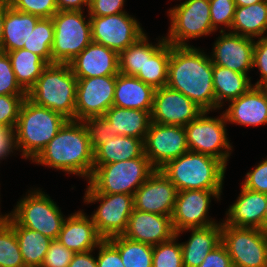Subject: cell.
<instances>
[{
	"label": "cell",
	"mask_w": 267,
	"mask_h": 267,
	"mask_svg": "<svg viewBox=\"0 0 267 267\" xmlns=\"http://www.w3.org/2000/svg\"><path fill=\"white\" fill-rule=\"evenodd\" d=\"M231 33L249 38H262L267 32V1L236 7Z\"/></svg>",
	"instance_id": "cell-33"
},
{
	"label": "cell",
	"mask_w": 267,
	"mask_h": 267,
	"mask_svg": "<svg viewBox=\"0 0 267 267\" xmlns=\"http://www.w3.org/2000/svg\"><path fill=\"white\" fill-rule=\"evenodd\" d=\"M57 240L74 253H83L95 250L104 239L91 217L80 210L65 218Z\"/></svg>",
	"instance_id": "cell-23"
},
{
	"label": "cell",
	"mask_w": 267,
	"mask_h": 267,
	"mask_svg": "<svg viewBox=\"0 0 267 267\" xmlns=\"http://www.w3.org/2000/svg\"><path fill=\"white\" fill-rule=\"evenodd\" d=\"M251 77L213 64V87L215 91V110L223 106L226 101L237 99L250 89Z\"/></svg>",
	"instance_id": "cell-31"
},
{
	"label": "cell",
	"mask_w": 267,
	"mask_h": 267,
	"mask_svg": "<svg viewBox=\"0 0 267 267\" xmlns=\"http://www.w3.org/2000/svg\"><path fill=\"white\" fill-rule=\"evenodd\" d=\"M97 248V267H124L118 249L108 239H104Z\"/></svg>",
	"instance_id": "cell-49"
},
{
	"label": "cell",
	"mask_w": 267,
	"mask_h": 267,
	"mask_svg": "<svg viewBox=\"0 0 267 267\" xmlns=\"http://www.w3.org/2000/svg\"><path fill=\"white\" fill-rule=\"evenodd\" d=\"M207 113L210 111H203L185 126L188 149L215 157L227 166L232 146L227 139L225 116L222 113L220 118H213L207 117Z\"/></svg>",
	"instance_id": "cell-9"
},
{
	"label": "cell",
	"mask_w": 267,
	"mask_h": 267,
	"mask_svg": "<svg viewBox=\"0 0 267 267\" xmlns=\"http://www.w3.org/2000/svg\"><path fill=\"white\" fill-rule=\"evenodd\" d=\"M264 231H267V205H266V211H265V217H264Z\"/></svg>",
	"instance_id": "cell-57"
},
{
	"label": "cell",
	"mask_w": 267,
	"mask_h": 267,
	"mask_svg": "<svg viewBox=\"0 0 267 267\" xmlns=\"http://www.w3.org/2000/svg\"><path fill=\"white\" fill-rule=\"evenodd\" d=\"M7 217H8V214H5V215H0V226L5 222L7 221Z\"/></svg>",
	"instance_id": "cell-56"
},
{
	"label": "cell",
	"mask_w": 267,
	"mask_h": 267,
	"mask_svg": "<svg viewBox=\"0 0 267 267\" xmlns=\"http://www.w3.org/2000/svg\"><path fill=\"white\" fill-rule=\"evenodd\" d=\"M258 67L261 79L254 86L264 87L267 84V36L258 38L253 49V68Z\"/></svg>",
	"instance_id": "cell-48"
},
{
	"label": "cell",
	"mask_w": 267,
	"mask_h": 267,
	"mask_svg": "<svg viewBox=\"0 0 267 267\" xmlns=\"http://www.w3.org/2000/svg\"><path fill=\"white\" fill-rule=\"evenodd\" d=\"M241 184L248 190L267 194V158L249 171Z\"/></svg>",
	"instance_id": "cell-46"
},
{
	"label": "cell",
	"mask_w": 267,
	"mask_h": 267,
	"mask_svg": "<svg viewBox=\"0 0 267 267\" xmlns=\"http://www.w3.org/2000/svg\"><path fill=\"white\" fill-rule=\"evenodd\" d=\"M26 97L0 95V127L15 129L20 107Z\"/></svg>",
	"instance_id": "cell-44"
},
{
	"label": "cell",
	"mask_w": 267,
	"mask_h": 267,
	"mask_svg": "<svg viewBox=\"0 0 267 267\" xmlns=\"http://www.w3.org/2000/svg\"><path fill=\"white\" fill-rule=\"evenodd\" d=\"M125 0H89L88 15L101 17L124 13Z\"/></svg>",
	"instance_id": "cell-47"
},
{
	"label": "cell",
	"mask_w": 267,
	"mask_h": 267,
	"mask_svg": "<svg viewBox=\"0 0 267 267\" xmlns=\"http://www.w3.org/2000/svg\"><path fill=\"white\" fill-rule=\"evenodd\" d=\"M267 194L241 187L237 200L226 211L227 226L257 228L264 231Z\"/></svg>",
	"instance_id": "cell-24"
},
{
	"label": "cell",
	"mask_w": 267,
	"mask_h": 267,
	"mask_svg": "<svg viewBox=\"0 0 267 267\" xmlns=\"http://www.w3.org/2000/svg\"><path fill=\"white\" fill-rule=\"evenodd\" d=\"M175 234L171 216L133 209L123 236L154 246L170 240Z\"/></svg>",
	"instance_id": "cell-21"
},
{
	"label": "cell",
	"mask_w": 267,
	"mask_h": 267,
	"mask_svg": "<svg viewBox=\"0 0 267 267\" xmlns=\"http://www.w3.org/2000/svg\"><path fill=\"white\" fill-rule=\"evenodd\" d=\"M265 241H266V254H267V231H265Z\"/></svg>",
	"instance_id": "cell-58"
},
{
	"label": "cell",
	"mask_w": 267,
	"mask_h": 267,
	"mask_svg": "<svg viewBox=\"0 0 267 267\" xmlns=\"http://www.w3.org/2000/svg\"><path fill=\"white\" fill-rule=\"evenodd\" d=\"M119 251L124 267H152L153 246L123 235L108 239Z\"/></svg>",
	"instance_id": "cell-35"
},
{
	"label": "cell",
	"mask_w": 267,
	"mask_h": 267,
	"mask_svg": "<svg viewBox=\"0 0 267 267\" xmlns=\"http://www.w3.org/2000/svg\"><path fill=\"white\" fill-rule=\"evenodd\" d=\"M221 243L233 267H267L265 231L227 226L221 222Z\"/></svg>",
	"instance_id": "cell-11"
},
{
	"label": "cell",
	"mask_w": 267,
	"mask_h": 267,
	"mask_svg": "<svg viewBox=\"0 0 267 267\" xmlns=\"http://www.w3.org/2000/svg\"><path fill=\"white\" fill-rule=\"evenodd\" d=\"M74 252L67 249L59 240L51 241L41 267H68Z\"/></svg>",
	"instance_id": "cell-45"
},
{
	"label": "cell",
	"mask_w": 267,
	"mask_h": 267,
	"mask_svg": "<svg viewBox=\"0 0 267 267\" xmlns=\"http://www.w3.org/2000/svg\"><path fill=\"white\" fill-rule=\"evenodd\" d=\"M211 25L217 31L219 25L231 29L236 10L234 0H209Z\"/></svg>",
	"instance_id": "cell-43"
},
{
	"label": "cell",
	"mask_w": 267,
	"mask_h": 267,
	"mask_svg": "<svg viewBox=\"0 0 267 267\" xmlns=\"http://www.w3.org/2000/svg\"><path fill=\"white\" fill-rule=\"evenodd\" d=\"M170 43L163 37L156 45L148 42L146 36V62L143 70L135 76L155 89L167 85Z\"/></svg>",
	"instance_id": "cell-28"
},
{
	"label": "cell",
	"mask_w": 267,
	"mask_h": 267,
	"mask_svg": "<svg viewBox=\"0 0 267 267\" xmlns=\"http://www.w3.org/2000/svg\"><path fill=\"white\" fill-rule=\"evenodd\" d=\"M223 111L226 122L258 126L267 124V92L264 87L252 86Z\"/></svg>",
	"instance_id": "cell-22"
},
{
	"label": "cell",
	"mask_w": 267,
	"mask_h": 267,
	"mask_svg": "<svg viewBox=\"0 0 267 267\" xmlns=\"http://www.w3.org/2000/svg\"><path fill=\"white\" fill-rule=\"evenodd\" d=\"M56 4L58 11H83L84 6L89 7V0H56Z\"/></svg>",
	"instance_id": "cell-53"
},
{
	"label": "cell",
	"mask_w": 267,
	"mask_h": 267,
	"mask_svg": "<svg viewBox=\"0 0 267 267\" xmlns=\"http://www.w3.org/2000/svg\"><path fill=\"white\" fill-rule=\"evenodd\" d=\"M155 88L135 76L121 73L116 75L113 106L125 109H139L151 114Z\"/></svg>",
	"instance_id": "cell-25"
},
{
	"label": "cell",
	"mask_w": 267,
	"mask_h": 267,
	"mask_svg": "<svg viewBox=\"0 0 267 267\" xmlns=\"http://www.w3.org/2000/svg\"><path fill=\"white\" fill-rule=\"evenodd\" d=\"M111 123L113 135L131 136L145 139L151 123V114L139 109H125L112 106L104 114Z\"/></svg>",
	"instance_id": "cell-29"
},
{
	"label": "cell",
	"mask_w": 267,
	"mask_h": 267,
	"mask_svg": "<svg viewBox=\"0 0 267 267\" xmlns=\"http://www.w3.org/2000/svg\"><path fill=\"white\" fill-rule=\"evenodd\" d=\"M90 20L92 41L118 54L145 34L139 22L127 12L90 17Z\"/></svg>",
	"instance_id": "cell-13"
},
{
	"label": "cell",
	"mask_w": 267,
	"mask_h": 267,
	"mask_svg": "<svg viewBox=\"0 0 267 267\" xmlns=\"http://www.w3.org/2000/svg\"><path fill=\"white\" fill-rule=\"evenodd\" d=\"M10 6L40 18H52L57 12L56 0H8Z\"/></svg>",
	"instance_id": "cell-42"
},
{
	"label": "cell",
	"mask_w": 267,
	"mask_h": 267,
	"mask_svg": "<svg viewBox=\"0 0 267 267\" xmlns=\"http://www.w3.org/2000/svg\"><path fill=\"white\" fill-rule=\"evenodd\" d=\"M192 231L187 242L181 243L184 267H198L204 258L221 243V222L203 228H187L177 232L180 236L183 231Z\"/></svg>",
	"instance_id": "cell-26"
},
{
	"label": "cell",
	"mask_w": 267,
	"mask_h": 267,
	"mask_svg": "<svg viewBox=\"0 0 267 267\" xmlns=\"http://www.w3.org/2000/svg\"><path fill=\"white\" fill-rule=\"evenodd\" d=\"M54 24L52 18H40L23 48L40 56L47 64H52V44Z\"/></svg>",
	"instance_id": "cell-36"
},
{
	"label": "cell",
	"mask_w": 267,
	"mask_h": 267,
	"mask_svg": "<svg viewBox=\"0 0 267 267\" xmlns=\"http://www.w3.org/2000/svg\"><path fill=\"white\" fill-rule=\"evenodd\" d=\"M116 76L77 79L75 120L104 116L113 106Z\"/></svg>",
	"instance_id": "cell-16"
},
{
	"label": "cell",
	"mask_w": 267,
	"mask_h": 267,
	"mask_svg": "<svg viewBox=\"0 0 267 267\" xmlns=\"http://www.w3.org/2000/svg\"><path fill=\"white\" fill-rule=\"evenodd\" d=\"M171 20L167 43L173 46H191L185 41L215 32L211 25L209 0H185L169 9Z\"/></svg>",
	"instance_id": "cell-10"
},
{
	"label": "cell",
	"mask_w": 267,
	"mask_h": 267,
	"mask_svg": "<svg viewBox=\"0 0 267 267\" xmlns=\"http://www.w3.org/2000/svg\"><path fill=\"white\" fill-rule=\"evenodd\" d=\"M93 250L83 253H75L68 267H97V259L91 253Z\"/></svg>",
	"instance_id": "cell-52"
},
{
	"label": "cell",
	"mask_w": 267,
	"mask_h": 267,
	"mask_svg": "<svg viewBox=\"0 0 267 267\" xmlns=\"http://www.w3.org/2000/svg\"><path fill=\"white\" fill-rule=\"evenodd\" d=\"M194 46L170 44L167 86L181 92L203 111L215 110L213 64Z\"/></svg>",
	"instance_id": "cell-1"
},
{
	"label": "cell",
	"mask_w": 267,
	"mask_h": 267,
	"mask_svg": "<svg viewBox=\"0 0 267 267\" xmlns=\"http://www.w3.org/2000/svg\"><path fill=\"white\" fill-rule=\"evenodd\" d=\"M155 170L147 157L93 165L85 193L133 195Z\"/></svg>",
	"instance_id": "cell-6"
},
{
	"label": "cell",
	"mask_w": 267,
	"mask_h": 267,
	"mask_svg": "<svg viewBox=\"0 0 267 267\" xmlns=\"http://www.w3.org/2000/svg\"><path fill=\"white\" fill-rule=\"evenodd\" d=\"M18 84L28 92L48 65L40 56L24 48L6 52Z\"/></svg>",
	"instance_id": "cell-34"
},
{
	"label": "cell",
	"mask_w": 267,
	"mask_h": 267,
	"mask_svg": "<svg viewBox=\"0 0 267 267\" xmlns=\"http://www.w3.org/2000/svg\"><path fill=\"white\" fill-rule=\"evenodd\" d=\"M222 190L178 191L171 215L175 233L187 228H203L217 224L208 217L211 197L220 200ZM210 219V220H209Z\"/></svg>",
	"instance_id": "cell-15"
},
{
	"label": "cell",
	"mask_w": 267,
	"mask_h": 267,
	"mask_svg": "<svg viewBox=\"0 0 267 267\" xmlns=\"http://www.w3.org/2000/svg\"><path fill=\"white\" fill-rule=\"evenodd\" d=\"M160 170L177 191L222 190L226 165L215 157L188 151Z\"/></svg>",
	"instance_id": "cell-4"
},
{
	"label": "cell",
	"mask_w": 267,
	"mask_h": 267,
	"mask_svg": "<svg viewBox=\"0 0 267 267\" xmlns=\"http://www.w3.org/2000/svg\"><path fill=\"white\" fill-rule=\"evenodd\" d=\"M9 215L22 227L38 231L54 240L65 220L56 203L41 190L28 193Z\"/></svg>",
	"instance_id": "cell-8"
},
{
	"label": "cell",
	"mask_w": 267,
	"mask_h": 267,
	"mask_svg": "<svg viewBox=\"0 0 267 267\" xmlns=\"http://www.w3.org/2000/svg\"><path fill=\"white\" fill-rule=\"evenodd\" d=\"M178 236L153 246L152 267H184L181 243Z\"/></svg>",
	"instance_id": "cell-39"
},
{
	"label": "cell",
	"mask_w": 267,
	"mask_h": 267,
	"mask_svg": "<svg viewBox=\"0 0 267 267\" xmlns=\"http://www.w3.org/2000/svg\"><path fill=\"white\" fill-rule=\"evenodd\" d=\"M0 95L27 96V92L17 82L6 52H0Z\"/></svg>",
	"instance_id": "cell-41"
},
{
	"label": "cell",
	"mask_w": 267,
	"mask_h": 267,
	"mask_svg": "<svg viewBox=\"0 0 267 267\" xmlns=\"http://www.w3.org/2000/svg\"><path fill=\"white\" fill-rule=\"evenodd\" d=\"M7 221L16 233L25 267H41L52 239L38 231L20 226L9 214Z\"/></svg>",
	"instance_id": "cell-32"
},
{
	"label": "cell",
	"mask_w": 267,
	"mask_h": 267,
	"mask_svg": "<svg viewBox=\"0 0 267 267\" xmlns=\"http://www.w3.org/2000/svg\"><path fill=\"white\" fill-rule=\"evenodd\" d=\"M198 267H233V264L226 247L220 243L208 253Z\"/></svg>",
	"instance_id": "cell-50"
},
{
	"label": "cell",
	"mask_w": 267,
	"mask_h": 267,
	"mask_svg": "<svg viewBox=\"0 0 267 267\" xmlns=\"http://www.w3.org/2000/svg\"><path fill=\"white\" fill-rule=\"evenodd\" d=\"M139 157H146L144 140L117 135L94 151V165H107Z\"/></svg>",
	"instance_id": "cell-30"
},
{
	"label": "cell",
	"mask_w": 267,
	"mask_h": 267,
	"mask_svg": "<svg viewBox=\"0 0 267 267\" xmlns=\"http://www.w3.org/2000/svg\"><path fill=\"white\" fill-rule=\"evenodd\" d=\"M32 162L88 180L93 172L94 151L84 123L68 120Z\"/></svg>",
	"instance_id": "cell-2"
},
{
	"label": "cell",
	"mask_w": 267,
	"mask_h": 267,
	"mask_svg": "<svg viewBox=\"0 0 267 267\" xmlns=\"http://www.w3.org/2000/svg\"><path fill=\"white\" fill-rule=\"evenodd\" d=\"M40 17L13 9L6 0L3 25V52L22 49Z\"/></svg>",
	"instance_id": "cell-27"
},
{
	"label": "cell",
	"mask_w": 267,
	"mask_h": 267,
	"mask_svg": "<svg viewBox=\"0 0 267 267\" xmlns=\"http://www.w3.org/2000/svg\"><path fill=\"white\" fill-rule=\"evenodd\" d=\"M188 151L185 127L150 123L144 139V154L155 169Z\"/></svg>",
	"instance_id": "cell-14"
},
{
	"label": "cell",
	"mask_w": 267,
	"mask_h": 267,
	"mask_svg": "<svg viewBox=\"0 0 267 267\" xmlns=\"http://www.w3.org/2000/svg\"><path fill=\"white\" fill-rule=\"evenodd\" d=\"M87 129L93 151L109 139L115 138L111 123L104 117H90L82 121Z\"/></svg>",
	"instance_id": "cell-40"
},
{
	"label": "cell",
	"mask_w": 267,
	"mask_h": 267,
	"mask_svg": "<svg viewBox=\"0 0 267 267\" xmlns=\"http://www.w3.org/2000/svg\"><path fill=\"white\" fill-rule=\"evenodd\" d=\"M83 11H58L53 17L52 64H68L91 42V20Z\"/></svg>",
	"instance_id": "cell-7"
},
{
	"label": "cell",
	"mask_w": 267,
	"mask_h": 267,
	"mask_svg": "<svg viewBox=\"0 0 267 267\" xmlns=\"http://www.w3.org/2000/svg\"><path fill=\"white\" fill-rule=\"evenodd\" d=\"M220 30V36L214 43L212 64L226 67L230 70L247 75L253 68V49L255 41L252 38Z\"/></svg>",
	"instance_id": "cell-19"
},
{
	"label": "cell",
	"mask_w": 267,
	"mask_h": 267,
	"mask_svg": "<svg viewBox=\"0 0 267 267\" xmlns=\"http://www.w3.org/2000/svg\"><path fill=\"white\" fill-rule=\"evenodd\" d=\"M264 0H234L236 7H244L254 5L255 3L262 2Z\"/></svg>",
	"instance_id": "cell-55"
},
{
	"label": "cell",
	"mask_w": 267,
	"mask_h": 267,
	"mask_svg": "<svg viewBox=\"0 0 267 267\" xmlns=\"http://www.w3.org/2000/svg\"><path fill=\"white\" fill-rule=\"evenodd\" d=\"M67 121L62 114L38 106L26 97L14 129L16 150L33 161Z\"/></svg>",
	"instance_id": "cell-3"
},
{
	"label": "cell",
	"mask_w": 267,
	"mask_h": 267,
	"mask_svg": "<svg viewBox=\"0 0 267 267\" xmlns=\"http://www.w3.org/2000/svg\"><path fill=\"white\" fill-rule=\"evenodd\" d=\"M119 73L136 76L146 62V34L119 53Z\"/></svg>",
	"instance_id": "cell-38"
},
{
	"label": "cell",
	"mask_w": 267,
	"mask_h": 267,
	"mask_svg": "<svg viewBox=\"0 0 267 267\" xmlns=\"http://www.w3.org/2000/svg\"><path fill=\"white\" fill-rule=\"evenodd\" d=\"M6 15V0H0V52H3V25Z\"/></svg>",
	"instance_id": "cell-54"
},
{
	"label": "cell",
	"mask_w": 267,
	"mask_h": 267,
	"mask_svg": "<svg viewBox=\"0 0 267 267\" xmlns=\"http://www.w3.org/2000/svg\"><path fill=\"white\" fill-rule=\"evenodd\" d=\"M101 202L90 217L103 239L123 235L127 229L129 217L134 209L131 194L85 193V203Z\"/></svg>",
	"instance_id": "cell-12"
},
{
	"label": "cell",
	"mask_w": 267,
	"mask_h": 267,
	"mask_svg": "<svg viewBox=\"0 0 267 267\" xmlns=\"http://www.w3.org/2000/svg\"><path fill=\"white\" fill-rule=\"evenodd\" d=\"M119 54L96 42H91L68 64L77 79L116 76L119 73Z\"/></svg>",
	"instance_id": "cell-20"
},
{
	"label": "cell",
	"mask_w": 267,
	"mask_h": 267,
	"mask_svg": "<svg viewBox=\"0 0 267 267\" xmlns=\"http://www.w3.org/2000/svg\"><path fill=\"white\" fill-rule=\"evenodd\" d=\"M12 150H16L14 130L9 127H0V159L8 157L13 152Z\"/></svg>",
	"instance_id": "cell-51"
},
{
	"label": "cell",
	"mask_w": 267,
	"mask_h": 267,
	"mask_svg": "<svg viewBox=\"0 0 267 267\" xmlns=\"http://www.w3.org/2000/svg\"><path fill=\"white\" fill-rule=\"evenodd\" d=\"M0 267H25L16 233L8 221L0 226Z\"/></svg>",
	"instance_id": "cell-37"
},
{
	"label": "cell",
	"mask_w": 267,
	"mask_h": 267,
	"mask_svg": "<svg viewBox=\"0 0 267 267\" xmlns=\"http://www.w3.org/2000/svg\"><path fill=\"white\" fill-rule=\"evenodd\" d=\"M202 112L191 99L166 85L155 90L151 122L185 127Z\"/></svg>",
	"instance_id": "cell-17"
},
{
	"label": "cell",
	"mask_w": 267,
	"mask_h": 267,
	"mask_svg": "<svg viewBox=\"0 0 267 267\" xmlns=\"http://www.w3.org/2000/svg\"><path fill=\"white\" fill-rule=\"evenodd\" d=\"M77 78L69 64H48L27 92V98L38 106L56 111L75 120Z\"/></svg>",
	"instance_id": "cell-5"
},
{
	"label": "cell",
	"mask_w": 267,
	"mask_h": 267,
	"mask_svg": "<svg viewBox=\"0 0 267 267\" xmlns=\"http://www.w3.org/2000/svg\"><path fill=\"white\" fill-rule=\"evenodd\" d=\"M177 189L160 169H156L133 194L134 209L171 216Z\"/></svg>",
	"instance_id": "cell-18"
}]
</instances>
